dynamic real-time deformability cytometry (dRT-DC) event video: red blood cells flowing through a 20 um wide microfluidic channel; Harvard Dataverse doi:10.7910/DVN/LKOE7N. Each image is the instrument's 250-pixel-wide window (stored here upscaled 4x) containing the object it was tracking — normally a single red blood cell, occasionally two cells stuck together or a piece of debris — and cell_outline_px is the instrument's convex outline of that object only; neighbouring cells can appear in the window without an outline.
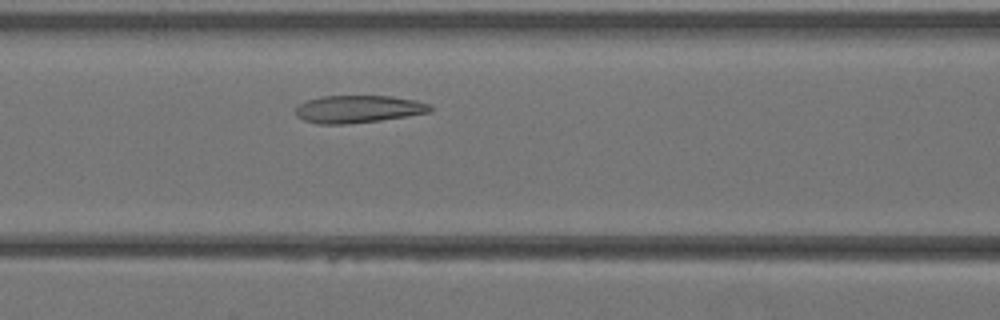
{"species": "Egyptian fruit bat (a non-hibernating species)", "species_latin": "Rousettus aegyptiacus", "temperature_condition": "warm", "stored_images_in_passage": 32, "camera_frame_rate_fps": 3000, "um_per_image_px": 0.085, "animal": {"sex": "female"}, "frame": {"image": 1, "passage_image": 9, "time_ms": 2.667, "image_size_px": [1000, 320], "cell_outline_px": [[432, 112], [380, 120], [348, 124], [320, 124], [304, 120], [296, 116], [296, 108], [300, 104], [308, 100], [324, 96], [392, 96], [416, 100], [428, 104], [432, 108]], "centroid_in_image_um": [30.46, 9.27], "position_along_channel_um": 136.1, "area_um2": 21.44}}
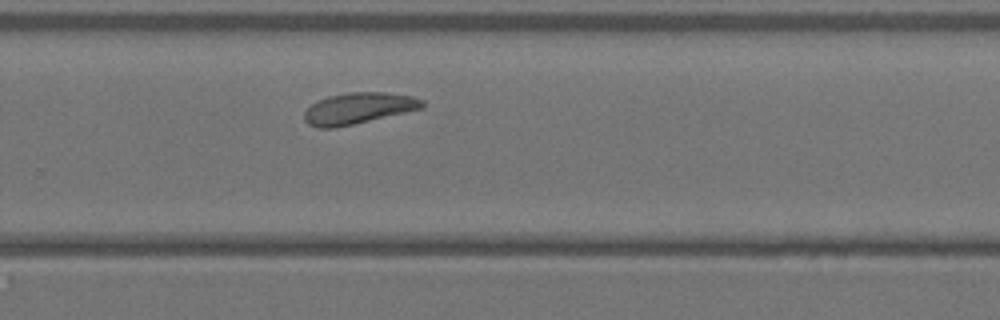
{"frame": {"image": 2, "passage_image": 19, "time_ms": 6.0, "image_size_px": [1000, 320], "cell_outline_px": [[424, 108], [336, 128], [320, 128], [308, 124], [304, 120], [304, 112], [312, 104], [328, 96], [348, 92], [388, 92], [412, 96], [424, 100]], "centroid_in_image_um": [30.48, 9.2], "position_along_channel_um": 299.3, "area_um2": 21.5}}
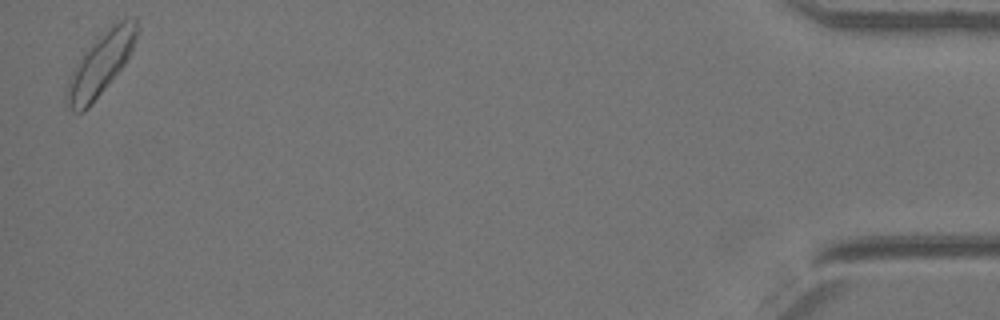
{"frame": {"image": 3, "passage_image": 32, "time_ms": 10.333, "image_size_px": [1000, 320], "cell_outline_px": [[140, 32], [124, 64], [88, 108], [84, 112], [72, 112], [64, 108], [64, 92], [68, 80], [72, 72], [84, 52], [112, 24], [120, 20], [136, 16], [140, 28]], "centroid_in_image_um": [8.53, 5.47], "position_along_channel_um": 426.7, "area_um2": 25.43}}